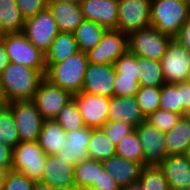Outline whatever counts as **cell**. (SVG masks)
Masks as SVG:
<instances>
[{"mask_svg": "<svg viewBox=\"0 0 190 190\" xmlns=\"http://www.w3.org/2000/svg\"><path fill=\"white\" fill-rule=\"evenodd\" d=\"M47 70H37L10 62L0 75V90L8 103L32 101Z\"/></svg>", "mask_w": 190, "mask_h": 190, "instance_id": "1", "label": "cell"}, {"mask_svg": "<svg viewBox=\"0 0 190 190\" xmlns=\"http://www.w3.org/2000/svg\"><path fill=\"white\" fill-rule=\"evenodd\" d=\"M88 63L87 54L78 51L64 61L53 63L47 69L45 78L73 96L82 90Z\"/></svg>", "mask_w": 190, "mask_h": 190, "instance_id": "2", "label": "cell"}, {"mask_svg": "<svg viewBox=\"0 0 190 190\" xmlns=\"http://www.w3.org/2000/svg\"><path fill=\"white\" fill-rule=\"evenodd\" d=\"M150 18L152 27L174 38L190 13L184 0H151Z\"/></svg>", "mask_w": 190, "mask_h": 190, "instance_id": "3", "label": "cell"}, {"mask_svg": "<svg viewBox=\"0 0 190 190\" xmlns=\"http://www.w3.org/2000/svg\"><path fill=\"white\" fill-rule=\"evenodd\" d=\"M47 155L37 141L19 142L12 153L11 170L39 182Z\"/></svg>", "mask_w": 190, "mask_h": 190, "instance_id": "4", "label": "cell"}, {"mask_svg": "<svg viewBox=\"0 0 190 190\" xmlns=\"http://www.w3.org/2000/svg\"><path fill=\"white\" fill-rule=\"evenodd\" d=\"M172 39L150 26L128 35V51L137 56L160 62Z\"/></svg>", "mask_w": 190, "mask_h": 190, "instance_id": "5", "label": "cell"}, {"mask_svg": "<svg viewBox=\"0 0 190 190\" xmlns=\"http://www.w3.org/2000/svg\"><path fill=\"white\" fill-rule=\"evenodd\" d=\"M10 62L37 70H47L45 54L37 49L23 33L0 35Z\"/></svg>", "mask_w": 190, "mask_h": 190, "instance_id": "6", "label": "cell"}, {"mask_svg": "<svg viewBox=\"0 0 190 190\" xmlns=\"http://www.w3.org/2000/svg\"><path fill=\"white\" fill-rule=\"evenodd\" d=\"M22 33L37 49L46 54L59 30L53 14L46 8L25 20Z\"/></svg>", "mask_w": 190, "mask_h": 190, "instance_id": "7", "label": "cell"}, {"mask_svg": "<svg viewBox=\"0 0 190 190\" xmlns=\"http://www.w3.org/2000/svg\"><path fill=\"white\" fill-rule=\"evenodd\" d=\"M7 107L11 110L20 142L37 141L44 118L32 101H13Z\"/></svg>", "mask_w": 190, "mask_h": 190, "instance_id": "8", "label": "cell"}, {"mask_svg": "<svg viewBox=\"0 0 190 190\" xmlns=\"http://www.w3.org/2000/svg\"><path fill=\"white\" fill-rule=\"evenodd\" d=\"M151 0H118L117 30L129 35L151 26Z\"/></svg>", "mask_w": 190, "mask_h": 190, "instance_id": "9", "label": "cell"}, {"mask_svg": "<svg viewBox=\"0 0 190 190\" xmlns=\"http://www.w3.org/2000/svg\"><path fill=\"white\" fill-rule=\"evenodd\" d=\"M161 66L165 83L189 81L190 51L172 39L166 53L161 58Z\"/></svg>", "mask_w": 190, "mask_h": 190, "instance_id": "10", "label": "cell"}, {"mask_svg": "<svg viewBox=\"0 0 190 190\" xmlns=\"http://www.w3.org/2000/svg\"><path fill=\"white\" fill-rule=\"evenodd\" d=\"M127 51L128 35L119 30H106L100 43L86 54L89 63L113 65Z\"/></svg>", "mask_w": 190, "mask_h": 190, "instance_id": "11", "label": "cell"}, {"mask_svg": "<svg viewBox=\"0 0 190 190\" xmlns=\"http://www.w3.org/2000/svg\"><path fill=\"white\" fill-rule=\"evenodd\" d=\"M73 96L44 78L35 92L32 102L44 119H55L59 111Z\"/></svg>", "mask_w": 190, "mask_h": 190, "instance_id": "12", "label": "cell"}, {"mask_svg": "<svg viewBox=\"0 0 190 190\" xmlns=\"http://www.w3.org/2000/svg\"><path fill=\"white\" fill-rule=\"evenodd\" d=\"M135 129L142 145L143 166H158L168 156L164 133L147 122L141 123Z\"/></svg>", "mask_w": 190, "mask_h": 190, "instance_id": "13", "label": "cell"}, {"mask_svg": "<svg viewBox=\"0 0 190 190\" xmlns=\"http://www.w3.org/2000/svg\"><path fill=\"white\" fill-rule=\"evenodd\" d=\"M115 75L113 65L88 63L81 92L111 98Z\"/></svg>", "mask_w": 190, "mask_h": 190, "instance_id": "14", "label": "cell"}, {"mask_svg": "<svg viewBox=\"0 0 190 190\" xmlns=\"http://www.w3.org/2000/svg\"><path fill=\"white\" fill-rule=\"evenodd\" d=\"M86 127L102 128L108 121L109 98L80 92L73 95Z\"/></svg>", "mask_w": 190, "mask_h": 190, "instance_id": "15", "label": "cell"}, {"mask_svg": "<svg viewBox=\"0 0 190 190\" xmlns=\"http://www.w3.org/2000/svg\"><path fill=\"white\" fill-rule=\"evenodd\" d=\"M80 7L85 20L96 22L106 30H117L118 0H82Z\"/></svg>", "mask_w": 190, "mask_h": 190, "instance_id": "16", "label": "cell"}, {"mask_svg": "<svg viewBox=\"0 0 190 190\" xmlns=\"http://www.w3.org/2000/svg\"><path fill=\"white\" fill-rule=\"evenodd\" d=\"M107 116L108 121H121L135 128L146 121L135 96L109 98Z\"/></svg>", "mask_w": 190, "mask_h": 190, "instance_id": "17", "label": "cell"}, {"mask_svg": "<svg viewBox=\"0 0 190 190\" xmlns=\"http://www.w3.org/2000/svg\"><path fill=\"white\" fill-rule=\"evenodd\" d=\"M40 182L55 189L75 186L74 165L56 155H47Z\"/></svg>", "mask_w": 190, "mask_h": 190, "instance_id": "18", "label": "cell"}, {"mask_svg": "<svg viewBox=\"0 0 190 190\" xmlns=\"http://www.w3.org/2000/svg\"><path fill=\"white\" fill-rule=\"evenodd\" d=\"M158 166L170 190H187L190 187V162L186 155H169Z\"/></svg>", "mask_w": 190, "mask_h": 190, "instance_id": "19", "label": "cell"}, {"mask_svg": "<svg viewBox=\"0 0 190 190\" xmlns=\"http://www.w3.org/2000/svg\"><path fill=\"white\" fill-rule=\"evenodd\" d=\"M91 132L92 128L90 127L66 132V143L62 152L56 156L74 166L80 161L88 159L87 150Z\"/></svg>", "mask_w": 190, "mask_h": 190, "instance_id": "20", "label": "cell"}, {"mask_svg": "<svg viewBox=\"0 0 190 190\" xmlns=\"http://www.w3.org/2000/svg\"><path fill=\"white\" fill-rule=\"evenodd\" d=\"M47 8L53 14L59 32L74 33L84 21L80 4L68 1L49 2Z\"/></svg>", "mask_w": 190, "mask_h": 190, "instance_id": "21", "label": "cell"}, {"mask_svg": "<svg viewBox=\"0 0 190 190\" xmlns=\"http://www.w3.org/2000/svg\"><path fill=\"white\" fill-rule=\"evenodd\" d=\"M102 164L120 188L138 182L143 168L140 163L117 155L102 161Z\"/></svg>", "mask_w": 190, "mask_h": 190, "instance_id": "22", "label": "cell"}, {"mask_svg": "<svg viewBox=\"0 0 190 190\" xmlns=\"http://www.w3.org/2000/svg\"><path fill=\"white\" fill-rule=\"evenodd\" d=\"M37 142L46 155H56L63 150L66 132L55 119H45Z\"/></svg>", "mask_w": 190, "mask_h": 190, "instance_id": "23", "label": "cell"}, {"mask_svg": "<svg viewBox=\"0 0 190 190\" xmlns=\"http://www.w3.org/2000/svg\"><path fill=\"white\" fill-rule=\"evenodd\" d=\"M167 155H185L190 147V121L183 116L166 133Z\"/></svg>", "mask_w": 190, "mask_h": 190, "instance_id": "24", "label": "cell"}, {"mask_svg": "<svg viewBox=\"0 0 190 190\" xmlns=\"http://www.w3.org/2000/svg\"><path fill=\"white\" fill-rule=\"evenodd\" d=\"M79 51L73 33L59 32L53 40L49 51L45 54V64L48 69L53 63L64 61Z\"/></svg>", "mask_w": 190, "mask_h": 190, "instance_id": "25", "label": "cell"}, {"mask_svg": "<svg viewBox=\"0 0 190 190\" xmlns=\"http://www.w3.org/2000/svg\"><path fill=\"white\" fill-rule=\"evenodd\" d=\"M24 23L16 0H0V35L22 33Z\"/></svg>", "mask_w": 190, "mask_h": 190, "instance_id": "26", "label": "cell"}, {"mask_svg": "<svg viewBox=\"0 0 190 190\" xmlns=\"http://www.w3.org/2000/svg\"><path fill=\"white\" fill-rule=\"evenodd\" d=\"M106 29L96 22L85 20L80 23L74 31V37L78 44L79 51L84 53L94 49L100 43Z\"/></svg>", "mask_w": 190, "mask_h": 190, "instance_id": "27", "label": "cell"}, {"mask_svg": "<svg viewBox=\"0 0 190 190\" xmlns=\"http://www.w3.org/2000/svg\"><path fill=\"white\" fill-rule=\"evenodd\" d=\"M87 152L88 159L102 162L116 155V147L101 128H92Z\"/></svg>", "mask_w": 190, "mask_h": 190, "instance_id": "28", "label": "cell"}, {"mask_svg": "<svg viewBox=\"0 0 190 190\" xmlns=\"http://www.w3.org/2000/svg\"><path fill=\"white\" fill-rule=\"evenodd\" d=\"M139 63V86L161 87L165 84L162 66L159 61L150 60L141 56H137Z\"/></svg>", "mask_w": 190, "mask_h": 190, "instance_id": "29", "label": "cell"}, {"mask_svg": "<svg viewBox=\"0 0 190 190\" xmlns=\"http://www.w3.org/2000/svg\"><path fill=\"white\" fill-rule=\"evenodd\" d=\"M115 147L117 156L138 162L143 166V150L136 129L124 136Z\"/></svg>", "mask_w": 190, "mask_h": 190, "instance_id": "30", "label": "cell"}, {"mask_svg": "<svg viewBox=\"0 0 190 190\" xmlns=\"http://www.w3.org/2000/svg\"><path fill=\"white\" fill-rule=\"evenodd\" d=\"M159 108L182 116L181 82L165 83L160 87Z\"/></svg>", "mask_w": 190, "mask_h": 190, "instance_id": "31", "label": "cell"}, {"mask_svg": "<svg viewBox=\"0 0 190 190\" xmlns=\"http://www.w3.org/2000/svg\"><path fill=\"white\" fill-rule=\"evenodd\" d=\"M98 177V161L92 159L82 160L74 166L75 186L87 190Z\"/></svg>", "mask_w": 190, "mask_h": 190, "instance_id": "32", "label": "cell"}, {"mask_svg": "<svg viewBox=\"0 0 190 190\" xmlns=\"http://www.w3.org/2000/svg\"><path fill=\"white\" fill-rule=\"evenodd\" d=\"M58 124L65 132L82 129L85 126L83 118L79 112L78 105L74 99H71L55 117Z\"/></svg>", "mask_w": 190, "mask_h": 190, "instance_id": "33", "label": "cell"}, {"mask_svg": "<svg viewBox=\"0 0 190 190\" xmlns=\"http://www.w3.org/2000/svg\"><path fill=\"white\" fill-rule=\"evenodd\" d=\"M143 190H170L159 166H143L138 180Z\"/></svg>", "mask_w": 190, "mask_h": 190, "instance_id": "34", "label": "cell"}, {"mask_svg": "<svg viewBox=\"0 0 190 190\" xmlns=\"http://www.w3.org/2000/svg\"><path fill=\"white\" fill-rule=\"evenodd\" d=\"M0 142L12 149L20 142L12 112L8 107L0 113Z\"/></svg>", "mask_w": 190, "mask_h": 190, "instance_id": "35", "label": "cell"}, {"mask_svg": "<svg viewBox=\"0 0 190 190\" xmlns=\"http://www.w3.org/2000/svg\"><path fill=\"white\" fill-rule=\"evenodd\" d=\"M145 117L159 109L160 87L139 86L135 95Z\"/></svg>", "mask_w": 190, "mask_h": 190, "instance_id": "36", "label": "cell"}, {"mask_svg": "<svg viewBox=\"0 0 190 190\" xmlns=\"http://www.w3.org/2000/svg\"><path fill=\"white\" fill-rule=\"evenodd\" d=\"M180 118V114L159 108L155 112L148 115L145 122H147L150 126L162 131L163 133H166L177 124Z\"/></svg>", "mask_w": 190, "mask_h": 190, "instance_id": "37", "label": "cell"}, {"mask_svg": "<svg viewBox=\"0 0 190 190\" xmlns=\"http://www.w3.org/2000/svg\"><path fill=\"white\" fill-rule=\"evenodd\" d=\"M115 74H121V77L139 78V63L137 55L127 51L113 63Z\"/></svg>", "mask_w": 190, "mask_h": 190, "instance_id": "38", "label": "cell"}, {"mask_svg": "<svg viewBox=\"0 0 190 190\" xmlns=\"http://www.w3.org/2000/svg\"><path fill=\"white\" fill-rule=\"evenodd\" d=\"M113 144L135 130V127L121 121H107L101 128Z\"/></svg>", "mask_w": 190, "mask_h": 190, "instance_id": "39", "label": "cell"}, {"mask_svg": "<svg viewBox=\"0 0 190 190\" xmlns=\"http://www.w3.org/2000/svg\"><path fill=\"white\" fill-rule=\"evenodd\" d=\"M139 89V78L121 77V74L115 75L114 96H135Z\"/></svg>", "mask_w": 190, "mask_h": 190, "instance_id": "40", "label": "cell"}, {"mask_svg": "<svg viewBox=\"0 0 190 190\" xmlns=\"http://www.w3.org/2000/svg\"><path fill=\"white\" fill-rule=\"evenodd\" d=\"M35 181L28 179L21 173L10 170L5 178L1 190H32Z\"/></svg>", "mask_w": 190, "mask_h": 190, "instance_id": "41", "label": "cell"}, {"mask_svg": "<svg viewBox=\"0 0 190 190\" xmlns=\"http://www.w3.org/2000/svg\"><path fill=\"white\" fill-rule=\"evenodd\" d=\"M87 190H121V188L110 176L108 171L103 168L102 162L98 161V177L96 183H92Z\"/></svg>", "mask_w": 190, "mask_h": 190, "instance_id": "42", "label": "cell"}, {"mask_svg": "<svg viewBox=\"0 0 190 190\" xmlns=\"http://www.w3.org/2000/svg\"><path fill=\"white\" fill-rule=\"evenodd\" d=\"M21 16L26 20L47 8L46 0H16Z\"/></svg>", "mask_w": 190, "mask_h": 190, "instance_id": "43", "label": "cell"}, {"mask_svg": "<svg viewBox=\"0 0 190 190\" xmlns=\"http://www.w3.org/2000/svg\"><path fill=\"white\" fill-rule=\"evenodd\" d=\"M173 39L190 51V18L181 26Z\"/></svg>", "mask_w": 190, "mask_h": 190, "instance_id": "44", "label": "cell"}, {"mask_svg": "<svg viewBox=\"0 0 190 190\" xmlns=\"http://www.w3.org/2000/svg\"><path fill=\"white\" fill-rule=\"evenodd\" d=\"M13 149L0 142V166L6 167L9 171L12 167Z\"/></svg>", "mask_w": 190, "mask_h": 190, "instance_id": "45", "label": "cell"}, {"mask_svg": "<svg viewBox=\"0 0 190 190\" xmlns=\"http://www.w3.org/2000/svg\"><path fill=\"white\" fill-rule=\"evenodd\" d=\"M182 115L190 105V81L181 82Z\"/></svg>", "mask_w": 190, "mask_h": 190, "instance_id": "46", "label": "cell"}, {"mask_svg": "<svg viewBox=\"0 0 190 190\" xmlns=\"http://www.w3.org/2000/svg\"><path fill=\"white\" fill-rule=\"evenodd\" d=\"M10 60L6 52L4 42L0 39V75L3 70L9 65Z\"/></svg>", "mask_w": 190, "mask_h": 190, "instance_id": "47", "label": "cell"}, {"mask_svg": "<svg viewBox=\"0 0 190 190\" xmlns=\"http://www.w3.org/2000/svg\"><path fill=\"white\" fill-rule=\"evenodd\" d=\"M32 190H55V188L51 187L50 185L43 184L39 181L35 182Z\"/></svg>", "mask_w": 190, "mask_h": 190, "instance_id": "48", "label": "cell"}, {"mask_svg": "<svg viewBox=\"0 0 190 190\" xmlns=\"http://www.w3.org/2000/svg\"><path fill=\"white\" fill-rule=\"evenodd\" d=\"M8 172L9 170L6 167L0 166V190L2 188V185L5 181Z\"/></svg>", "mask_w": 190, "mask_h": 190, "instance_id": "49", "label": "cell"}, {"mask_svg": "<svg viewBox=\"0 0 190 190\" xmlns=\"http://www.w3.org/2000/svg\"><path fill=\"white\" fill-rule=\"evenodd\" d=\"M121 190H143V188L139 182H136L128 186L122 187Z\"/></svg>", "mask_w": 190, "mask_h": 190, "instance_id": "50", "label": "cell"}, {"mask_svg": "<svg viewBox=\"0 0 190 190\" xmlns=\"http://www.w3.org/2000/svg\"><path fill=\"white\" fill-rule=\"evenodd\" d=\"M8 102L5 98H0V113L7 107Z\"/></svg>", "mask_w": 190, "mask_h": 190, "instance_id": "51", "label": "cell"}, {"mask_svg": "<svg viewBox=\"0 0 190 190\" xmlns=\"http://www.w3.org/2000/svg\"><path fill=\"white\" fill-rule=\"evenodd\" d=\"M182 116L190 121V105L185 109Z\"/></svg>", "mask_w": 190, "mask_h": 190, "instance_id": "52", "label": "cell"}, {"mask_svg": "<svg viewBox=\"0 0 190 190\" xmlns=\"http://www.w3.org/2000/svg\"><path fill=\"white\" fill-rule=\"evenodd\" d=\"M55 190H81V189L77 188L76 186H72V187L57 188Z\"/></svg>", "mask_w": 190, "mask_h": 190, "instance_id": "53", "label": "cell"}, {"mask_svg": "<svg viewBox=\"0 0 190 190\" xmlns=\"http://www.w3.org/2000/svg\"><path fill=\"white\" fill-rule=\"evenodd\" d=\"M46 1H47V3H49V2L60 1V0H46ZM63 1L74 2V3L80 4V2H81L82 0H63Z\"/></svg>", "mask_w": 190, "mask_h": 190, "instance_id": "54", "label": "cell"}, {"mask_svg": "<svg viewBox=\"0 0 190 190\" xmlns=\"http://www.w3.org/2000/svg\"><path fill=\"white\" fill-rule=\"evenodd\" d=\"M188 161L190 162V147L188 148L186 154Z\"/></svg>", "mask_w": 190, "mask_h": 190, "instance_id": "55", "label": "cell"}, {"mask_svg": "<svg viewBox=\"0 0 190 190\" xmlns=\"http://www.w3.org/2000/svg\"><path fill=\"white\" fill-rule=\"evenodd\" d=\"M184 2L187 4L188 10H189V13H190V0H184Z\"/></svg>", "mask_w": 190, "mask_h": 190, "instance_id": "56", "label": "cell"}, {"mask_svg": "<svg viewBox=\"0 0 190 190\" xmlns=\"http://www.w3.org/2000/svg\"><path fill=\"white\" fill-rule=\"evenodd\" d=\"M0 98H4V97L2 96L1 90H0Z\"/></svg>", "mask_w": 190, "mask_h": 190, "instance_id": "57", "label": "cell"}]
</instances>
